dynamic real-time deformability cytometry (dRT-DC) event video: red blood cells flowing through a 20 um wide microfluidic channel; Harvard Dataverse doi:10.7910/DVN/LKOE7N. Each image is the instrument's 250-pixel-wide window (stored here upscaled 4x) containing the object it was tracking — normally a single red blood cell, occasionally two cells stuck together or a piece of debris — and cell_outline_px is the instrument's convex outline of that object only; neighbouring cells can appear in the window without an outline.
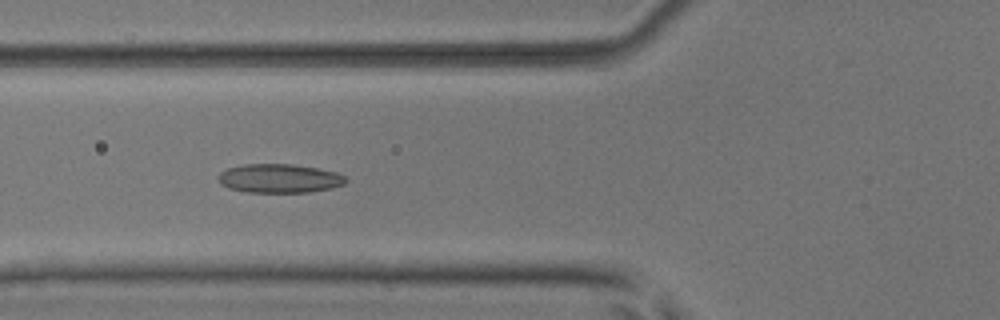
{"species": "common noctule bat (a hibernating species)", "species_latin": "Nyctalus noctula", "temperature_condition": "room temperature", "stored_images_in_passage": 8, "camera_frame_rate_fps": 3000, "um_per_image_px": 0.085, "animal": {"sex": "male", "body_mass_g": 17.9, "forearm_length_mm": 54.2}, "frame": {"image": 1, "passage_image": 6, "time_ms": 1.667, "image_size_px": [1000, 320], "cell_outline_px": [[348, 180], [344, 184], [332, 188], [308, 192], [248, 192], [228, 188], [220, 184], [216, 176], [220, 172], [228, 168], [244, 164], [292, 164], [316, 168], [336, 172], [344, 176]], "centroid_in_image_um": [23.72, 15.16], "position_along_channel_um": 102.1, "area_um2": 21.5}}
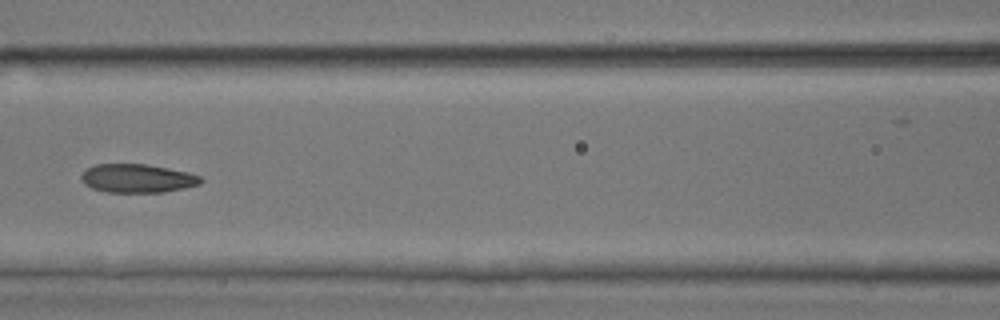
{"frame": {"image": 2, "passage_image": 7, "time_ms": 2.0, "image_size_px": [1000, 320], "cell_outline_px": [[204, 180], [200, 184], [184, 188], [164, 192], [108, 192], [92, 188], [84, 184], [80, 176], [88, 168], [96, 164], [144, 164], [168, 168], [188, 172], [200, 176]], "centroid_in_image_um": [11.69, 15.16], "position_along_channel_um": 154.9, "area_um2": 19.83}}
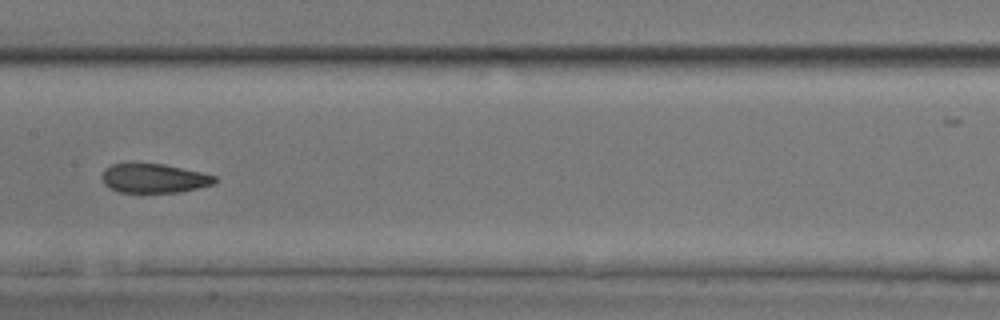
{"frame": {"image": 3, "passage_image": 8, "time_ms": 2.333, "image_size_px": [1000, 320], "cell_outline_px": [[216, 180], [212, 184], [180, 192], [120, 192], [108, 188], [104, 184], [100, 176], [104, 168], [112, 164], [164, 164], [200, 172], [216, 176]], "centroid_in_image_um": [13.03, 15.16], "position_along_channel_um": 194.4, "area_um2": 19.02}}